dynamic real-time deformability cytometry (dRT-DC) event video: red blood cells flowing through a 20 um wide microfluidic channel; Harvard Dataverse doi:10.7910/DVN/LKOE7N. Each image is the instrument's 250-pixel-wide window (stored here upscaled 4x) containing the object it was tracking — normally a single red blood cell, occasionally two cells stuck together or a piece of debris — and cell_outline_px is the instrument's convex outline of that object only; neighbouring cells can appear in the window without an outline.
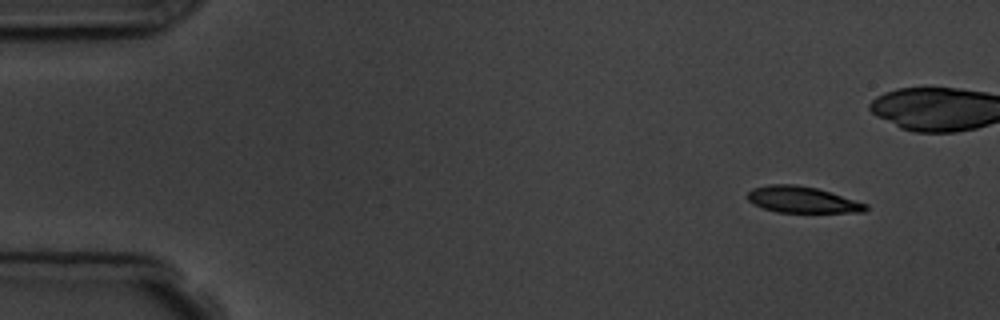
{"species": "common noctule bat (a hibernating species)", "species_latin": "Nyctalus noctula", "temperature_condition": "room temperature", "stored_images_in_passage": 5, "camera_frame_rate_fps": 3000, "um_per_image_px": 0.085, "animal": {"sex": "male", "body_mass_g": 19.5, "forearm_length_mm": 54.6}, "frame": {"image": 1, "passage_image": 1, "time_ms": 0.0, "image_size_px": [1000, 320], "cell_outline_px": [[868, 208], [864, 212], [776, 212], [752, 204], [748, 200], [748, 192], [752, 188], [768, 184], [792, 184], [816, 188], [868, 204]], "centroid_in_image_um": [68.16, 16.97], "position_along_channel_um": 16.8, "area_um2": 17.98}}